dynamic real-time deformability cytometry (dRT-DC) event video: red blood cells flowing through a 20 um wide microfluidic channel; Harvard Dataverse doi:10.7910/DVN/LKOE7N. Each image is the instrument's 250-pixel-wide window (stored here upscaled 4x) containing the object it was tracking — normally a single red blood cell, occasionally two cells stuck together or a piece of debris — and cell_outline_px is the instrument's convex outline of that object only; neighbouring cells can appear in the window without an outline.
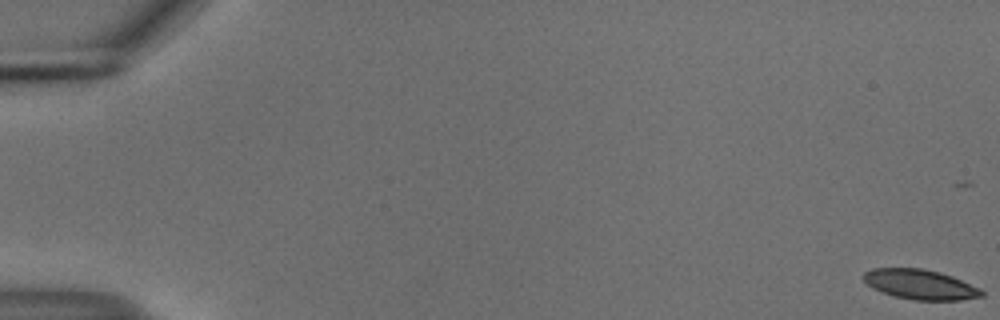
{"species": "common noctule bat (a hibernating species)", "species_latin": "Nyctalus noctula", "temperature_condition": "cold", "stored_images_in_passage": 29, "camera_frame_rate_fps": 3000, "um_per_image_px": 0.085, "animal": {"sex": "male", "body_mass_g": 18.8}, "frame": {"image": 1, "passage_image": 1, "time_ms": 0.0, "image_size_px": [1000, 320], "cell_outline_px": [[984, 296], [960, 300], [912, 300], [896, 296], [872, 288], [860, 276], [864, 272], [872, 268], [920, 268], [940, 272], [952, 276], [980, 288], [984, 292]], "centroid_in_image_um": [78.21, 24.17], "position_along_channel_um": 6.8, "area_um2": 20.58}}
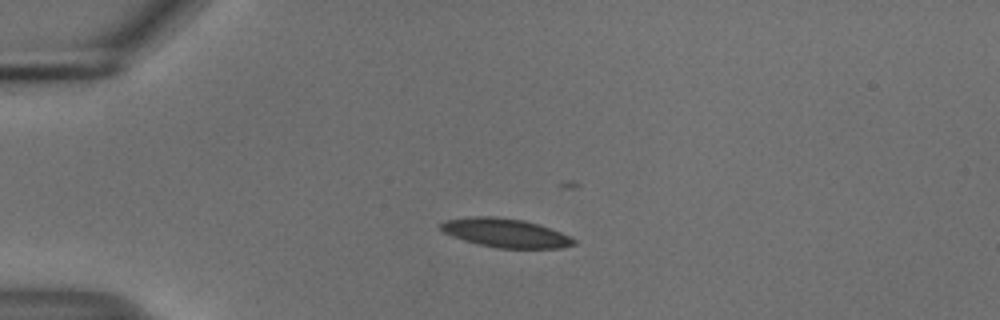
{"frame": {"image": 2, "passage_image": 15, "time_ms": 4.667, "image_size_px": [1000, 320], "cell_outline_px": [[576, 244], [560, 248], [496, 248], [464, 240], [452, 236], [444, 232], [440, 228], [440, 224], [444, 220], [468, 216], [492, 216], [524, 220], [572, 236], [576, 240]], "centroid_in_image_um": [42.95, 19.79], "position_along_channel_um": 42.0, "area_um2": 22.31}}
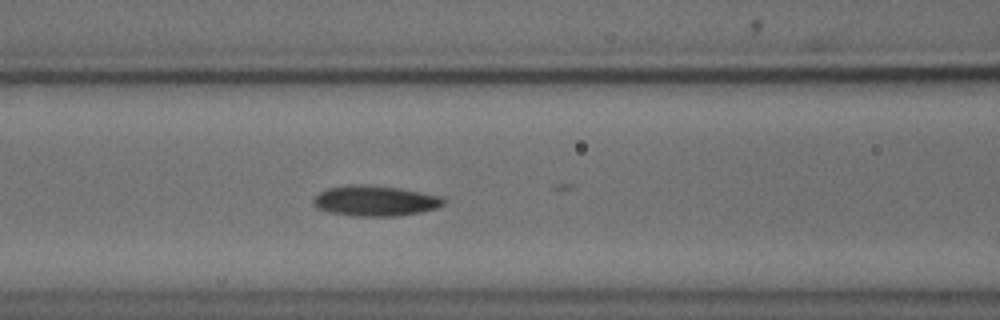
{"frame": {"image": 3, "passage_image": 25, "time_ms": 8.0, "image_size_px": [1000, 320], "cell_outline_px": [[444, 204], [436, 208], [420, 212], [400, 216], [356, 216], [332, 212], [316, 208], [312, 204], [312, 200], [320, 192], [328, 188], [352, 184], [368, 184], [400, 188], [440, 196], [444, 200]], "centroid_in_image_um": [31.87, 17.06], "position_along_channel_um": 134.7, "area_um2": 23.06}}